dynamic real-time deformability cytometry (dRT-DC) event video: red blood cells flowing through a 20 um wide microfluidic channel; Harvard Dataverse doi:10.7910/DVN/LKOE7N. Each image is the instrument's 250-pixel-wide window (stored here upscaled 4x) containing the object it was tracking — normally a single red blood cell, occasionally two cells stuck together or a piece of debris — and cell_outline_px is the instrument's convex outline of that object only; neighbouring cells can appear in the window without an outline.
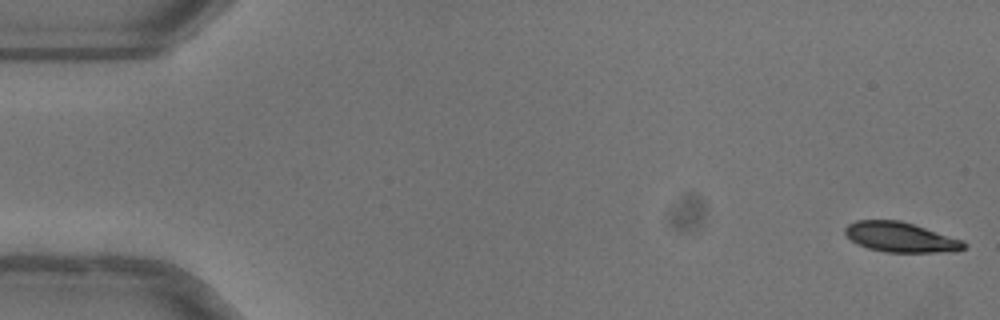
{"species": "common noctule bat (a hibernating species)", "species_latin": "Nyctalus noctula", "temperature_condition": "warm", "stored_images_in_passage": 51, "camera_frame_rate_fps": 3000, "um_per_image_px": 0.085, "animal": {"sex": "female"}, "frame": {"image": 1, "passage_image": 1, "time_ms": 0.0, "image_size_px": [1000, 320], "cell_outline_px": [[968, 244], [964, 248], [956, 252], [884, 252], [868, 248], [856, 244], [844, 232], [844, 228], [848, 224], [856, 220], [900, 220], [964, 240]], "centroid_in_image_um": [76.57, 20.17], "position_along_channel_um": 8.4, "area_um2": 20.87}}
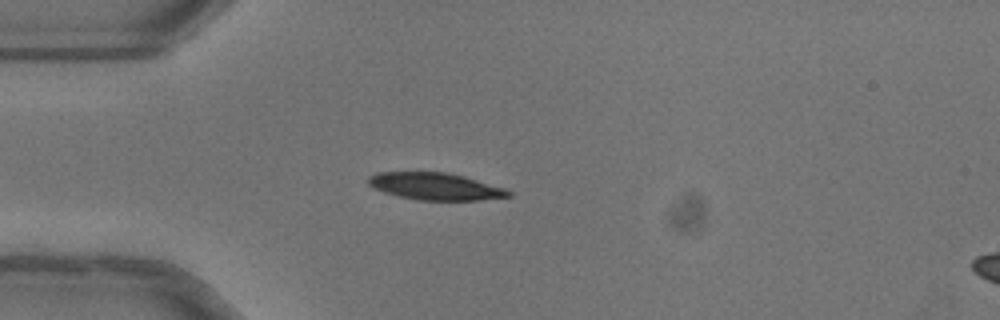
{"frame": {"image": 2, "passage_image": 14, "time_ms": 4.333, "image_size_px": [1000, 320], "cell_outline_px": [[512, 196], [480, 200], [416, 200], [384, 192], [372, 188], [368, 184], [368, 176], [376, 172], [444, 172], [464, 176], [504, 188], [512, 192]], "centroid_in_image_um": [36.98, 15.84], "position_along_channel_um": 48.0, "area_um2": 22.14}}
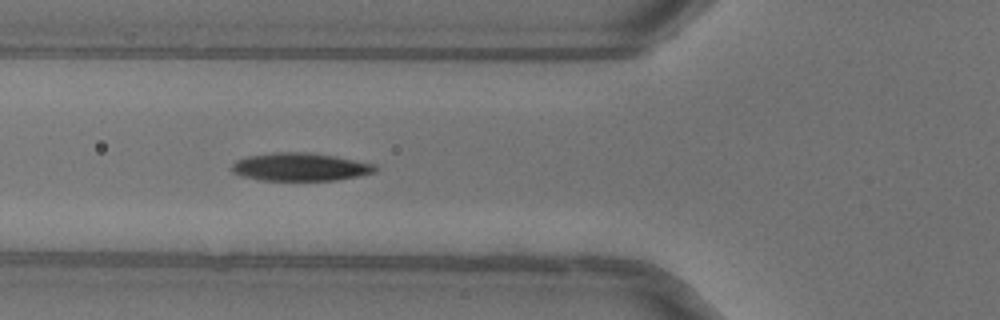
{"frame": {"image": 3, "passage_image": 19, "time_ms": 6.0, "image_size_px": [1000, 320], "cell_outline_px": [[376, 172], [336, 180], [260, 180], [240, 176], [232, 172], [232, 164], [236, 160], [248, 156], [272, 152], [308, 152], [332, 156], [376, 164]], "centroid_in_image_um": [25.47, 14.19], "position_along_channel_um": 100.3, "area_um2": 23.29}, "authors_computed_cell_mechanics": {"area_um2": 23.0622, "velocity_mm_per_s": 4.0254, "shape_relaxation_time_tau1_ms": 3.0515, "shape_relaxation_time_tau2_ms": 2.1348, "deformation_change_tau1": 0.1496, "deformation_change_tau2": 0.0639}}